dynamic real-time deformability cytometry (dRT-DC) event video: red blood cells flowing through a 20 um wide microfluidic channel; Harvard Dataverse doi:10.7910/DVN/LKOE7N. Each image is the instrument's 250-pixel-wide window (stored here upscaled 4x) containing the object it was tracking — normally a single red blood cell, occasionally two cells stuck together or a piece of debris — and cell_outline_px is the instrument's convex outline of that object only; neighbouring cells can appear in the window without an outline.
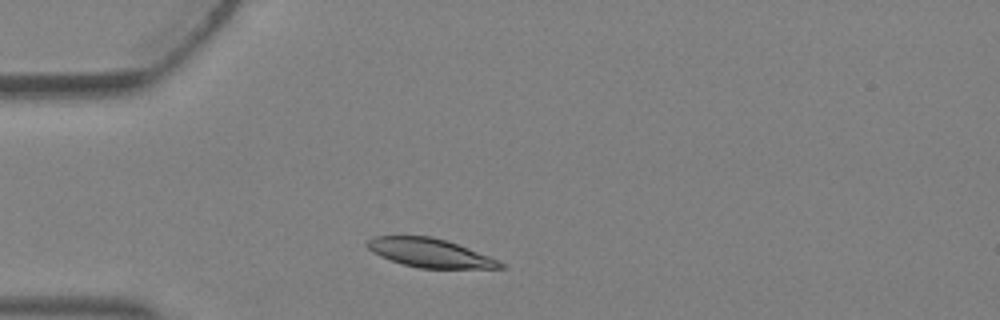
{"species": "Egyptian fruit bat (a non-hibernating species)", "species_latin": "Rousettus aegyptiacus", "temperature_condition": "warm", "stored_images_in_passage": 2, "camera_frame_rate_fps": 3000, "um_per_image_px": 0.085, "animal": {"sex": "female"}, "frame": {"image": 1, "passage_image": 2, "time_ms": 0.333, "image_size_px": [1000, 320], "cell_outline_px": [[508, 268], [420, 268], [404, 264], [380, 256], [372, 252], [364, 244], [372, 236], [432, 236], [468, 248], [500, 260], [508, 264]], "centroid_in_image_um": [36.57, 21.5], "position_along_channel_um": 48.4, "area_um2": 22.25}}